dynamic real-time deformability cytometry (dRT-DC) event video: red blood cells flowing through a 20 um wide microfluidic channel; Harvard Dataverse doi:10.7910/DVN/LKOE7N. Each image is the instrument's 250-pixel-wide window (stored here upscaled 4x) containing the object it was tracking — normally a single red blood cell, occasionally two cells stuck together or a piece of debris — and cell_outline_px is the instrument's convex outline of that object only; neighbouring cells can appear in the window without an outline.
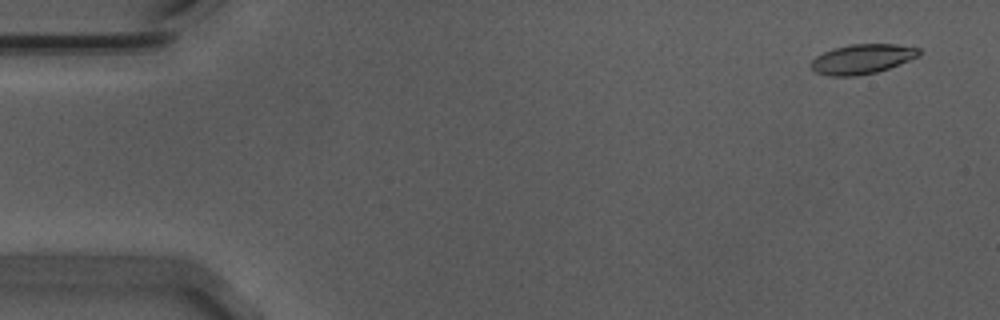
{"species": "Egyptian fruit bat (a non-hibernating species)", "species_latin": "Rousettus aegyptiacus", "temperature_condition": "warm", "stored_images_in_passage": 54, "camera_frame_rate_fps": 3000, "um_per_image_px": 0.085, "animal": {"sex": "male"}, "frame": {"image": 1, "passage_image": 3, "time_ms": 0.667, "image_size_px": [1000, 320], "cell_outline_px": [[920, 56], [888, 68], [876, 72], [856, 76], [828, 76], [816, 72], [808, 64], [816, 56], [824, 52], [836, 48], [852, 44], [896, 44], [920, 48]], "centroid_in_image_um": [73.28, 5.02], "position_along_channel_um": 11.7, "area_um2": 18.61}}
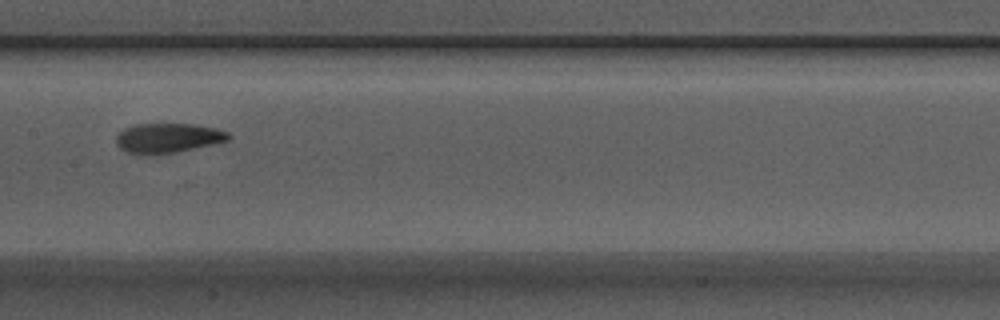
{"frame": {"image": 2, "passage_image": 28, "time_ms": 9.0, "image_size_px": [1000, 320], "cell_outline_px": [[232, 136], [228, 140], [212, 144], [176, 152], [156, 156], [148, 156], [128, 152], [120, 148], [116, 144], [116, 136], [124, 128], [136, 124], [196, 124], [216, 128], [228, 132]], "centroid_in_image_um": [14.25, 11.74], "position_along_channel_um": 193.1, "area_um2": 19.65}}
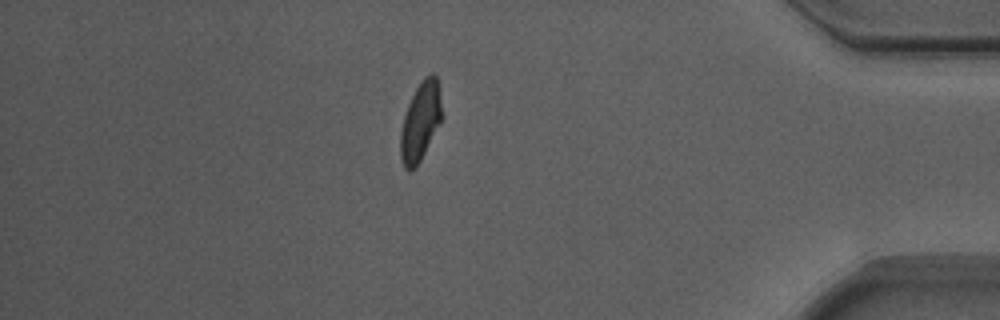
{"frame": {"image": 3, "passage_image": 48, "time_ms": 15.667, "image_size_px": [1000, 320], "cell_outline_px": [[440, 124], [416, 168], [408, 172], [404, 168], [400, 160], [400, 132], [404, 116], [408, 104], [416, 88], [424, 76], [432, 72], [436, 76], [440, 104]], "centroid_in_image_um": [35.69, 10.39], "position_along_channel_um": 399.5, "area_um2": 18.73}}